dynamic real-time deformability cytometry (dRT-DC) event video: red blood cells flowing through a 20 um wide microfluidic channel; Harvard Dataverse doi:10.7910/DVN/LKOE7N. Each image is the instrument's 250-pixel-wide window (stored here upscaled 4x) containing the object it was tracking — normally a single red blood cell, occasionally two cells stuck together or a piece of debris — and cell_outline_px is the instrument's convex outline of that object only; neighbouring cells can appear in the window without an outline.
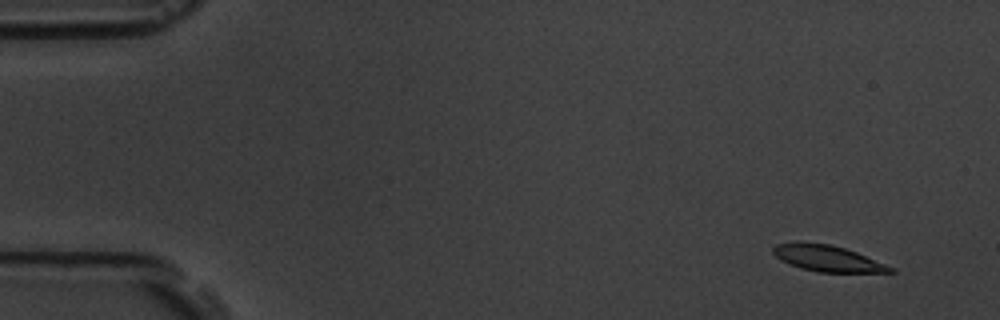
{"species": "common noctule bat (a hibernating species)", "species_latin": "Nyctalus noctula", "temperature_condition": "room temperature", "stored_images_in_passage": 6, "camera_frame_rate_fps": 3000, "um_per_image_px": 0.085, "animal": {"sex": "male", "body_mass_g": 19.5, "forearm_length_mm": 54.6}, "frame": {"image": 1, "passage_image": 1, "time_ms": 0.0, "image_size_px": [1000, 320], "cell_outline_px": [[896, 272], [820, 272], [800, 268], [780, 260], [772, 252], [772, 248], [776, 244], [796, 240], [832, 244], [856, 252], [896, 268]], "centroid_in_image_um": [70.29, 21.93], "position_along_channel_um": 14.7, "area_um2": 18.15}}
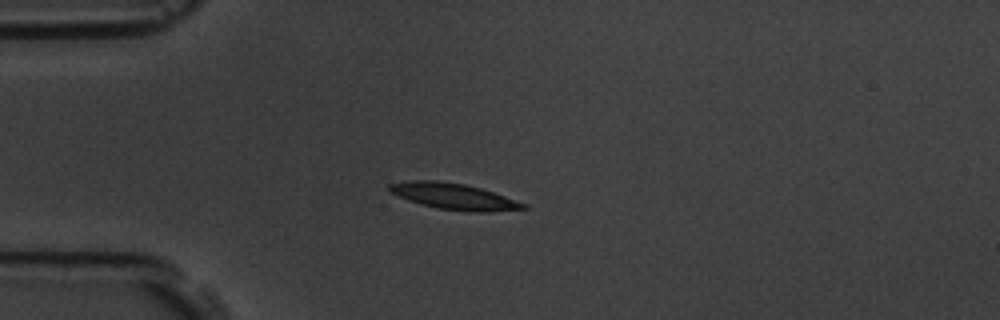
{"frame": {"image": 2, "passage_image": 4, "time_ms": 3.667, "image_size_px": [1000, 320], "cell_outline_px": [[528, 208], [488, 212], [468, 212], [436, 208], [420, 204], [408, 200], [388, 192], [388, 184], [408, 180], [436, 180], [464, 184], [480, 188], [528, 204]], "centroid_in_image_um": [38.54, 16.69], "position_along_channel_um": 46.5, "area_um2": 20.52}}
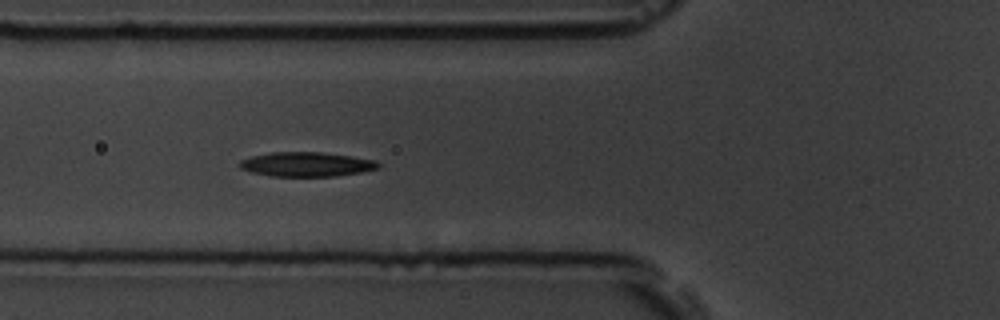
{"frame": {"image": 3, "passage_image": 6, "time_ms": 5.667, "image_size_px": [1000, 320], "cell_outline_px": [[380, 168], [360, 172], [336, 176], [272, 176], [252, 172], [240, 168], [240, 160], [252, 156], [268, 152], [320, 152], [352, 156], [376, 160], [380, 164]], "centroid_in_image_um": [26.07, 13.96], "position_along_channel_um": 99.7, "area_um2": 19.71}}